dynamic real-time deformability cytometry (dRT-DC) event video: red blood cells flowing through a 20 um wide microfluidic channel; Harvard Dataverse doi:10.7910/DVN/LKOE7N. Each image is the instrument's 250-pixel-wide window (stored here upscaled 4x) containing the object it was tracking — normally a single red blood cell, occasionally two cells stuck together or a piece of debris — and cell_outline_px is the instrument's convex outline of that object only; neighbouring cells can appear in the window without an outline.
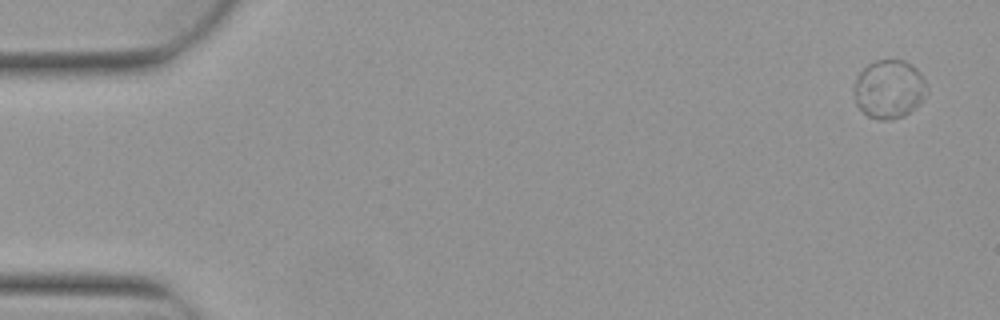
{"species": "Egyptian fruit bat (a non-hibernating species)", "species_latin": "Rousettus aegyptiacus", "temperature_condition": "warm", "stored_images_in_passage": 4, "camera_frame_rate_fps": 3000, "um_per_image_px": 0.085, "animal": {"sex": "female"}, "frame": {"image": 1, "passage_image": 1, "time_ms": 0.0, "image_size_px": [1000, 320], "cell_outline_px": [[928, 92], [924, 100], [916, 108], [904, 116], [892, 120], [880, 120], [868, 116], [856, 104], [852, 92], [852, 88], [856, 76], [868, 64], [876, 60], [904, 60], [912, 64], [920, 72], [928, 84]], "centroid_in_image_um": [75.59, 7.58], "position_along_channel_um": 9.4, "area_um2": 25.55}}